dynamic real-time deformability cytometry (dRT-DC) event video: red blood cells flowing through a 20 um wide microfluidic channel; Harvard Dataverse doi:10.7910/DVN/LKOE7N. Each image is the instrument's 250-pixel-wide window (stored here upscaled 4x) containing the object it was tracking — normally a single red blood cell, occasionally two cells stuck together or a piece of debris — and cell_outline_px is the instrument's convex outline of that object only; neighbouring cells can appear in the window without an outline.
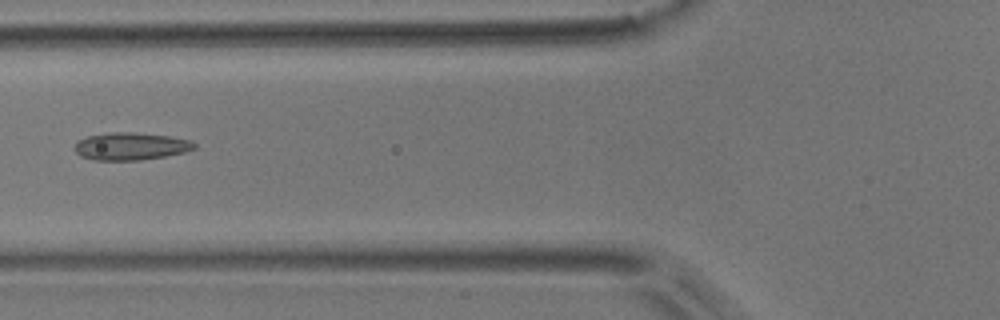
{"species": "common noctule bat (a hibernating species)", "species_latin": "Nyctalus noctula", "temperature_condition": "room temperature", "stored_images_in_passage": 3, "camera_frame_rate_fps": 3000, "um_per_image_px": 0.085, "animal": {"sex": "male", "body_mass_g": 17.9}, "frame": {"image": 1, "passage_image": 2, "time_ms": 0.333, "image_size_px": [1000, 320], "cell_outline_px": [[196, 148], [184, 152], [164, 156], [140, 160], [96, 160], [80, 156], [72, 148], [80, 140], [88, 136], [112, 132], [132, 132], [168, 136], [192, 140], [196, 144]], "centroid_in_image_um": [11.12, 12.43], "position_along_channel_um": 114.7, "area_um2": 19.07}}
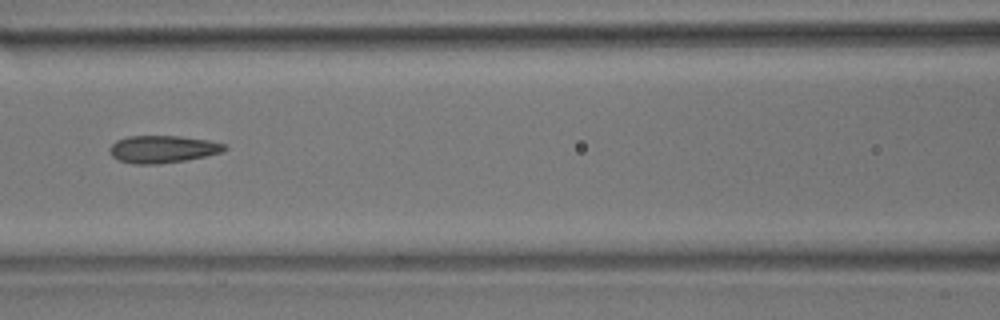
{"frame": {"image": 2, "passage_image": 3, "time_ms": 0.667, "image_size_px": [1000, 320], "cell_outline_px": [[228, 148], [224, 152], [184, 160], [160, 164], [132, 164], [120, 160], [112, 156], [108, 152], [108, 148], [116, 140], [128, 136], [180, 136], [208, 140], [224, 144]], "centroid_in_image_um": [13.8, 12.68], "position_along_channel_um": 152.8, "area_um2": 18.38}}